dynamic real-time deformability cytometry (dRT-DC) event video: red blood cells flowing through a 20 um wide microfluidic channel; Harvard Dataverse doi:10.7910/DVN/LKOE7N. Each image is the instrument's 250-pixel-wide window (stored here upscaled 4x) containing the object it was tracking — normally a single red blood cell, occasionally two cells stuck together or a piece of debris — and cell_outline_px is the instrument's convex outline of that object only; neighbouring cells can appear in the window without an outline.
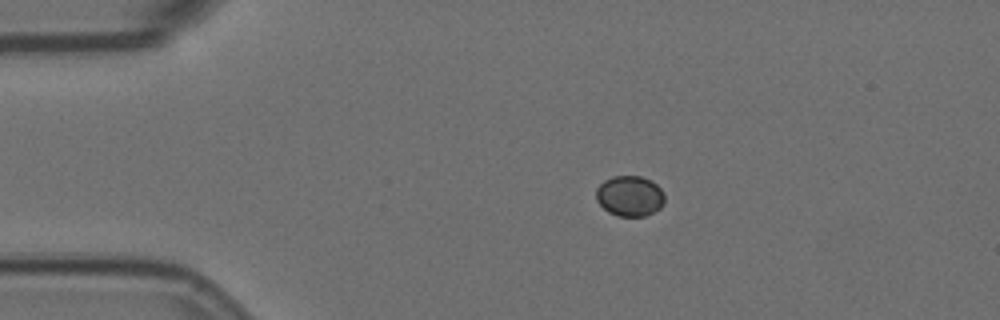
{"species": "Egyptian fruit bat (a non-hibernating species)", "species_latin": "Rousettus aegyptiacus", "temperature_condition": "room temperature", "stored_images_in_passage": 3, "camera_frame_rate_fps": 3000, "um_per_image_px": 0.085, "animal": {"sex": "female"}, "frame": {"image": 1, "passage_image": 1, "time_ms": 0.0, "image_size_px": [1000, 320], "cell_outline_px": [[664, 204], [660, 208], [644, 216], [616, 216], [608, 212], [596, 200], [596, 188], [604, 180], [612, 176], [640, 176], [652, 180], [664, 192]], "centroid_in_image_um": [53.53, 16.65], "position_along_channel_um": 31.5, "area_um2": 16.3}}